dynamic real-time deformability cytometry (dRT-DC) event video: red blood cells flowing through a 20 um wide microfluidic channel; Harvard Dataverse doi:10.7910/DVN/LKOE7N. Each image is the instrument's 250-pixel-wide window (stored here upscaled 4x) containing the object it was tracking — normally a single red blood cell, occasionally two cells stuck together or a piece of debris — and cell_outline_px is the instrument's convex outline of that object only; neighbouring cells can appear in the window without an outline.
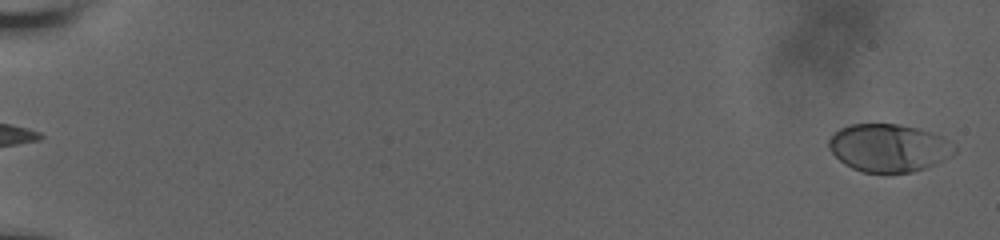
{"species": "human", "species_latin": "Homo sapiens", "temperature_condition": "room temperature", "stored_images_in_passage": 11, "camera_frame_rate_fps": 3000, "um_per_image_px": 0.085, "donor": {"sex": "male"}, "frame": {"image": 1, "passage_image": 1, "time_ms": 0.0, "image_size_px": [1000, 240], "cell_outline_px": [[956, 152], [952, 156], [944, 160], [924, 168], [912, 172], [864, 172], [852, 168], [844, 164], [828, 148], [828, 140], [840, 128], [852, 124], [900, 124], [920, 128], [944, 136], [956, 148]], "centroid_in_image_um": [75.57, 12.55], "position_along_channel_um": 9.4, "area_um2": 35.08}}
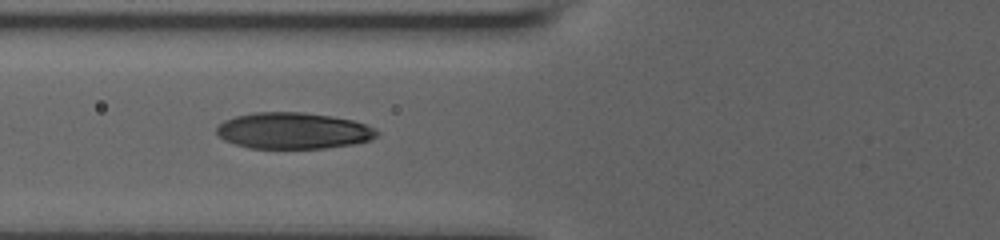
{"frame": {"image": 2, "passage_image": 10, "time_ms": 8.0, "image_size_px": [1000, 240], "cell_outline_px": [[380, 132], [376, 136], [368, 140], [356, 144], [324, 148], [248, 148], [224, 140], [216, 132], [216, 128], [224, 120], [236, 116], [252, 112], [304, 112], [332, 116], [352, 120], [376, 128]], "centroid_in_image_um": [24.93, 11.11], "position_along_channel_um": 100.9, "area_um2": 33.99}}
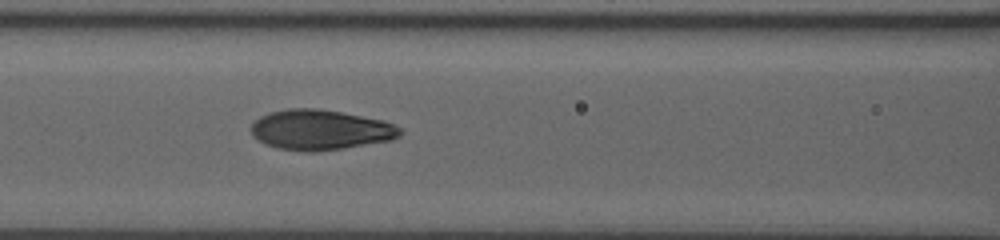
{"frame": {"image": 3, "passage_image": 11, "time_ms": 9.0, "image_size_px": [1000, 240], "cell_outline_px": [[404, 132], [400, 136], [392, 140], [344, 148], [316, 152], [308, 152], [276, 148], [252, 136], [252, 124], [260, 116], [268, 112], [288, 108], [316, 108], [340, 112], [384, 120], [400, 128]], "centroid_in_image_um": [27.25, 11.04], "position_along_channel_um": 139.4, "area_um2": 34.91}}